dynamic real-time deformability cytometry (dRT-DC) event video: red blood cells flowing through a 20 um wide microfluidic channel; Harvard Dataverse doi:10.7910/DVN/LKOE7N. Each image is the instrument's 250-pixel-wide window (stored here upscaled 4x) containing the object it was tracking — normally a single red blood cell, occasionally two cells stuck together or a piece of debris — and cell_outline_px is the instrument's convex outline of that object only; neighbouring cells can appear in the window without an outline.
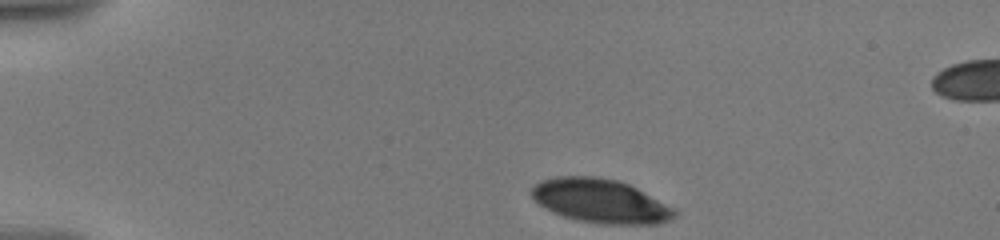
{"species": "human", "species_latin": "Homo sapiens", "temperature_condition": "warm", "stored_images_in_passage": 21, "camera_frame_rate_fps": 3000, "um_per_image_px": 0.085, "donor": {"sex": "male"}, "frame": {"image": 1, "passage_image": 1, "time_ms": 0.0, "image_size_px": [1000, 240], "cell_outline_px": [[676, 216], [668, 220], [656, 224], [600, 224], [576, 220], [552, 212], [544, 208], [532, 196], [532, 188], [540, 180], [560, 176], [600, 176], [620, 180], [676, 208]], "centroid_in_image_um": [51.05, 17.08], "position_along_channel_um": 33.9, "area_um2": 36.65}}
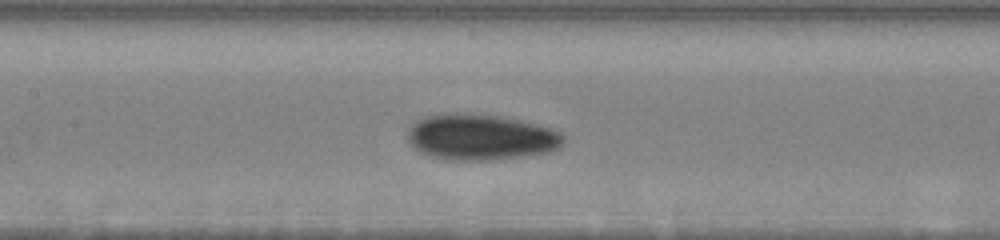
{"frame": {"image": 2, "passage_image": 11, "time_ms": 5.667, "image_size_px": [1000, 240], "cell_outline_px": [[564, 144], [560, 148], [548, 152], [492, 160], [448, 160], [432, 156], [420, 152], [408, 140], [408, 128], [416, 120], [424, 116], [440, 112], [476, 112], [504, 116], [536, 124], [560, 132], [564, 136]], "centroid_in_image_um": [40.84, 11.62], "position_along_channel_um": 166.6, "area_um2": 42.31}}
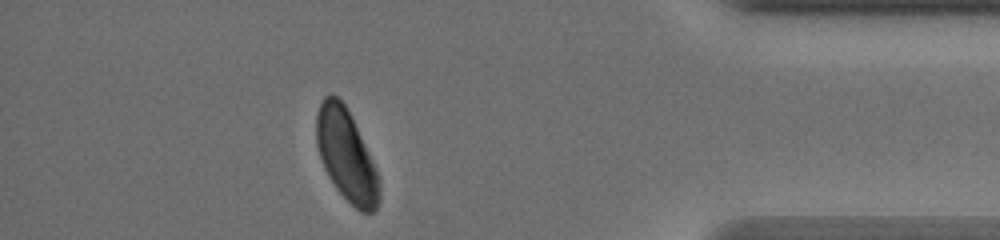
{"frame": {"image": 3, "passage_image": 19, "time_ms": 13.333, "image_size_px": [1000, 240], "cell_outline_px": [[380, 200], [376, 208], [372, 212], [360, 212], [336, 188], [328, 176], [324, 168], [316, 144], [316, 116], [320, 104], [324, 96], [332, 92], [344, 104], [376, 168], [380, 180]], "centroid_in_image_um": [29.43, 13.22], "position_along_channel_um": 405.8, "area_um2": 33.06}, "authors_computed_cell_mechanics": {"area_um2": 39.3618, "velocity_mm_per_s": 3.534, "shape_relaxation_time_tau1_ms": 2.6776, "shape_relaxation_time_tau2_ms": 2.6471, "deformation_change_tau1": 0.1121, "deformation_change_tau2": 0.0687}}